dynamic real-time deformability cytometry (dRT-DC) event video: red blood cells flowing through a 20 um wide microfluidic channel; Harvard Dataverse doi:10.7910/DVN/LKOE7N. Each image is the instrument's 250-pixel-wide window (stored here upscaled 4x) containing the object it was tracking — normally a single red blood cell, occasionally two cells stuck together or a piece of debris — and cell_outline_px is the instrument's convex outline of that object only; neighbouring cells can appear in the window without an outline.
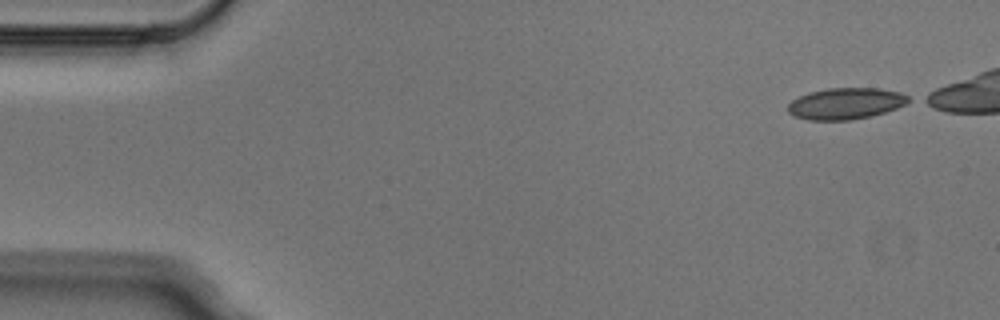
{"species": "Egyptian fruit bat (a non-hibernating species)", "species_latin": "Rousettus aegyptiacus", "temperature_condition": "cold", "stored_images_in_passage": 4, "camera_frame_rate_fps": 3000, "um_per_image_px": 0.085, "animal": {"sex": "male"}, "frame": {"image": 1, "passage_image": 1, "time_ms": 0.0, "image_size_px": [1000, 320], "cell_outline_px": [[912, 100], [896, 108], [872, 116], [848, 120], [808, 120], [792, 116], [788, 112], [788, 104], [792, 100], [800, 96], [812, 92], [828, 88], [876, 88], [900, 92], [908, 96]], "centroid_in_image_um": [71.87, 8.81], "position_along_channel_um": 13.1, "area_um2": 21.96}}